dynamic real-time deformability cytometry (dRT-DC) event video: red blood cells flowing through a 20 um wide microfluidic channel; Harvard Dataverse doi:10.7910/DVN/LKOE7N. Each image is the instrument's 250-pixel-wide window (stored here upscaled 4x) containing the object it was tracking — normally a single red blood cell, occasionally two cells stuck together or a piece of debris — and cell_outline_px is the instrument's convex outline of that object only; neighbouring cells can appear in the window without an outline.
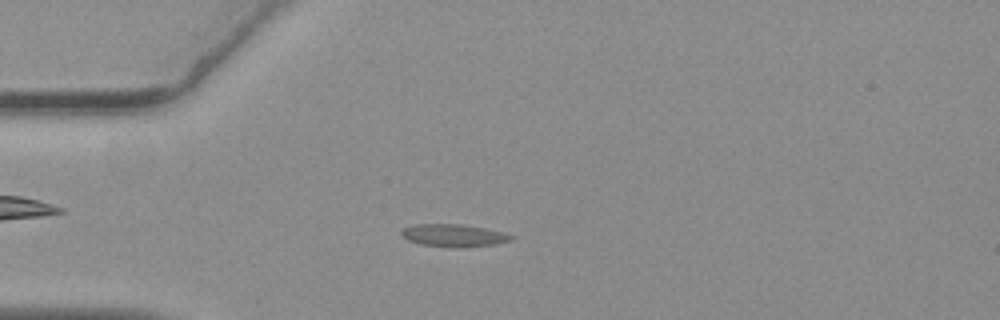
{"species": "common noctule bat (a hibernating species)", "species_latin": "Nyctalus noctula", "temperature_condition": "warm", "stored_images_in_passage": 55, "camera_frame_rate_fps": 3000, "um_per_image_px": 0.085, "animal": {"sex": "female", "body_mass_g": 19.3, "forearm_length_mm": 54.1}, "frame": {"image": 1, "passage_image": 14, "time_ms": 4.333, "image_size_px": [1000, 320], "cell_outline_px": [[516, 236], [512, 240], [496, 244], [464, 248], [448, 248], [420, 244], [408, 240], [400, 232], [404, 228], [416, 224], [460, 224], [484, 228], [504, 232]], "centroid_in_image_um": [38.61, 20.03], "position_along_channel_um": 46.4, "area_um2": 14.62}}
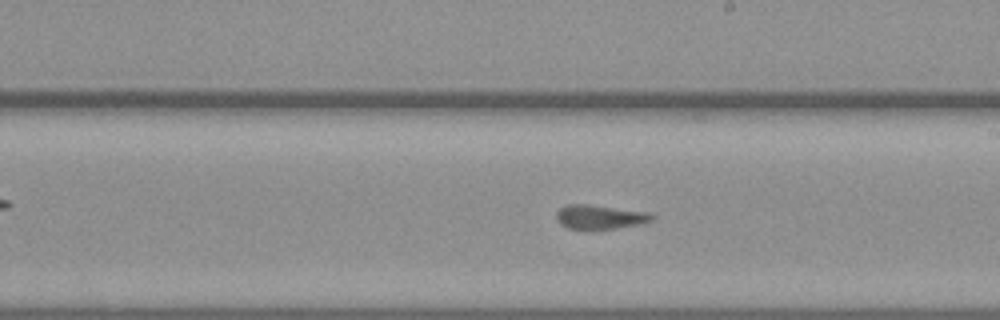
{"frame": {"image": 2, "passage_image": 31, "time_ms": 10.0, "image_size_px": [1000, 320], "cell_outline_px": [[656, 216], [652, 220], [640, 224], [596, 232], [584, 232], [568, 228], [560, 224], [556, 220], [556, 212], [560, 208], [568, 204], [584, 204], [648, 212]], "centroid_in_image_um": [50.94, 18.5], "position_along_channel_um": 238.1, "area_um2": 14.1}}
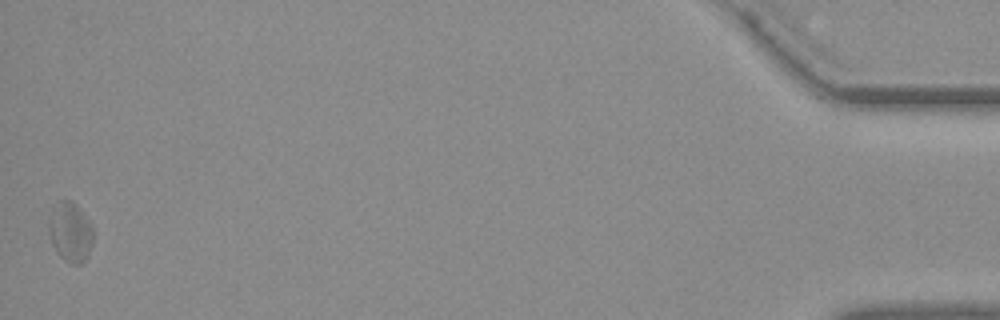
{"frame": {"image": 3, "passage_image": 55, "time_ms": 18.0, "image_size_px": [1000, 320], "cell_outline_px": [[92, 244], [88, 256], [80, 264], [72, 264], [64, 260], [60, 256], [52, 244], [48, 232], [48, 216], [52, 208], [60, 200], [72, 200], [76, 204], [92, 224]], "centroid_in_image_um": [5.96, 19.7], "position_along_channel_um": 429.2, "area_um2": 15.61}, "authors_computed_cell_mechanics": {"area_um2": 13.8142, "velocity_mm_per_s": 3.6464, "shape_relaxation_time_tau1_ms": 4.503, "shape_relaxation_time_tau2_ms": 1.8608, "deformation_change_tau1": 0.1431, "deformation_change_tau2": 0.0653}}